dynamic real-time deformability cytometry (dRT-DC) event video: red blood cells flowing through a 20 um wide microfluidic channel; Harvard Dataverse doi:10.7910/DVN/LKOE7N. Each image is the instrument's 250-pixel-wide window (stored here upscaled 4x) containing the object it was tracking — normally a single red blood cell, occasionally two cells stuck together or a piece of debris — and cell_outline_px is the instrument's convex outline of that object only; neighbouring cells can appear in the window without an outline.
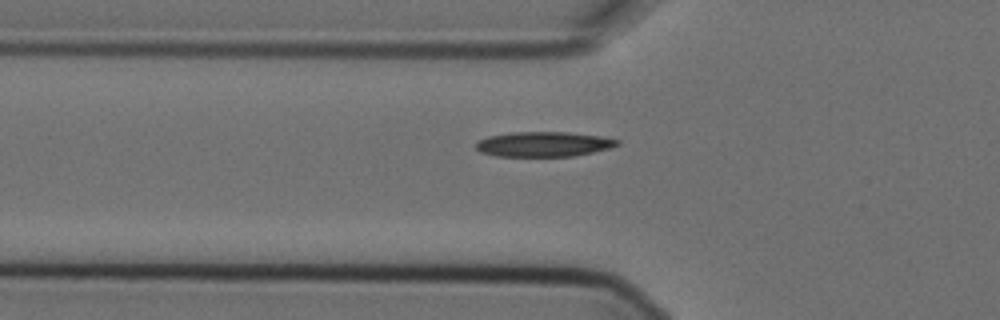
{"species": "Egyptian fruit bat (a non-hibernating species)", "species_latin": "Rousettus aegyptiacus", "temperature_condition": "cold", "stored_images_in_passage": 5, "camera_frame_rate_fps": 3000, "um_per_image_px": 0.085, "animal": {"sex": "female"}, "frame": {"image": 1, "passage_image": 5, "time_ms": 1.333, "image_size_px": [1000, 320], "cell_outline_px": [[620, 144], [608, 148], [592, 152], [572, 156], [496, 156], [480, 152], [476, 148], [476, 140], [488, 136], [512, 132], [568, 132], [600, 136], [620, 140]], "centroid_in_image_um": [46.17, 12.25], "position_along_channel_um": 79.6, "area_um2": 20.52}}